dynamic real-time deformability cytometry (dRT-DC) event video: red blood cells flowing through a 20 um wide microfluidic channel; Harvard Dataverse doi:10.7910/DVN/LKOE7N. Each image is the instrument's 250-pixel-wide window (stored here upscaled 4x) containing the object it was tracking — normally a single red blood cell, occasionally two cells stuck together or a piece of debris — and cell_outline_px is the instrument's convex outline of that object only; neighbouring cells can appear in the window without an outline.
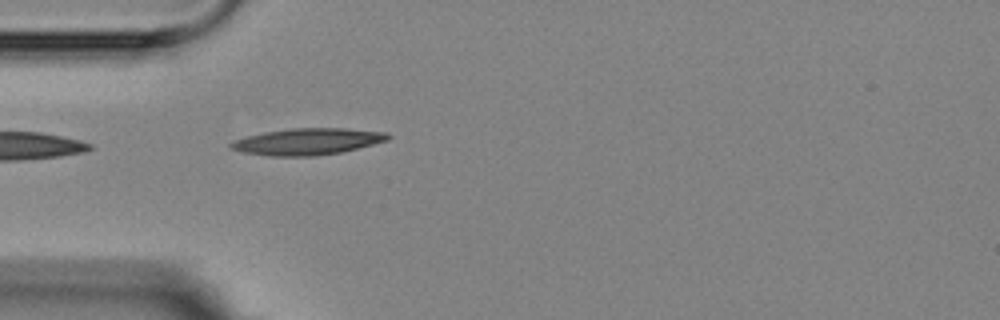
{"species": "Egyptian fruit bat (a non-hibernating species)", "species_latin": "Rousettus aegyptiacus", "temperature_condition": "room temperature", "stored_images_in_passage": 4, "camera_frame_rate_fps": 3000, "um_per_image_px": 0.085, "animal": {"sex": "female"}, "frame": {"image": 1, "passage_image": 4, "time_ms": 3.333, "image_size_px": [1000, 320], "cell_outline_px": [[392, 136], [388, 140], [340, 152], [312, 156], [272, 156], [244, 152], [228, 148], [228, 144], [232, 140], [264, 132], [292, 128], [344, 128], [388, 132]], "centroid_in_image_um": [26.12, 12.02], "position_along_channel_um": 58.9, "area_um2": 24.22}}